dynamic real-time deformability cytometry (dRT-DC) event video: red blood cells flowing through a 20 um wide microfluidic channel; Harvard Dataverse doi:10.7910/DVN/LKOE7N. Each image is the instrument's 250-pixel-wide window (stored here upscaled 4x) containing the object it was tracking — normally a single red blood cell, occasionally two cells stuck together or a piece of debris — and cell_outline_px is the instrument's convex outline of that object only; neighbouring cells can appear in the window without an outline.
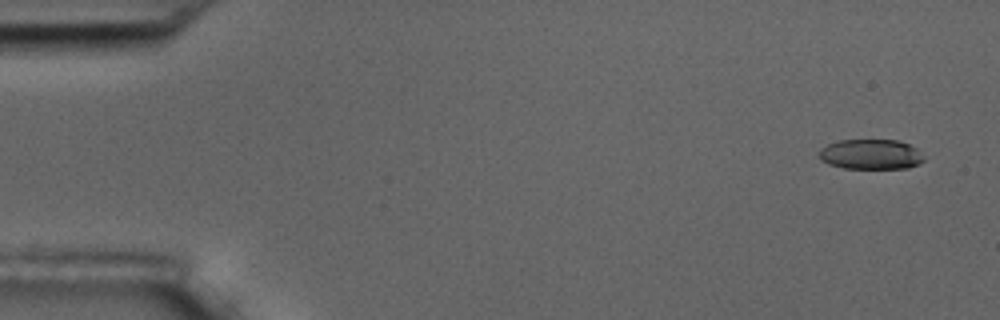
{"species": "common noctule bat (a hibernating species)", "species_latin": "Nyctalus noctula", "temperature_condition": "room temperature", "stored_images_in_passage": 5, "camera_frame_rate_fps": 3000, "um_per_image_px": 0.085, "animal": {"sex": "male", "body_mass_g": 17.5, "forearm_length_mm": 52.3}, "frame": {"image": 1, "passage_image": 1, "time_ms": 0.0, "image_size_px": [1000, 320], "cell_outline_px": [[924, 160], [920, 164], [908, 168], [844, 168], [828, 164], [820, 160], [820, 148], [836, 140], [896, 140], [908, 144], [916, 148], [924, 156]], "centroid_in_image_um": [74.02, 13.12], "position_along_channel_um": 11.0, "area_um2": 18.44}}
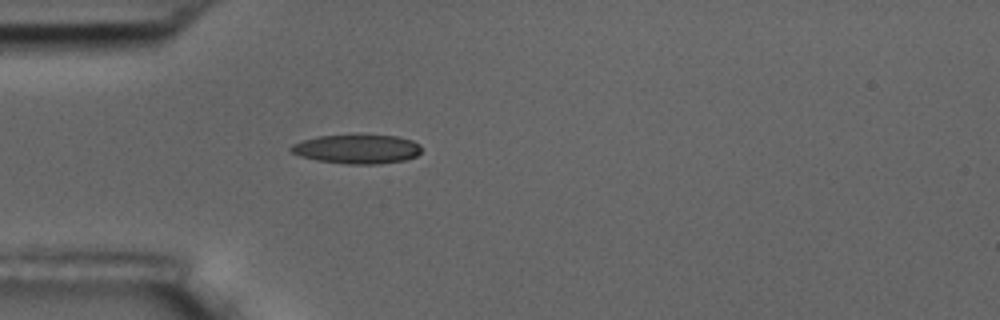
{"frame": {"image": 2, "passage_image": 5, "time_ms": 4.667, "image_size_px": [1000, 320], "cell_outline_px": [[420, 152], [416, 156], [404, 160], [380, 164], [348, 164], [316, 160], [300, 156], [292, 152], [288, 148], [292, 144], [316, 136], [396, 136], [412, 140], [420, 144]], "centroid_in_image_um": [30.34, 12.68], "position_along_channel_um": 54.7, "area_um2": 21.85}}